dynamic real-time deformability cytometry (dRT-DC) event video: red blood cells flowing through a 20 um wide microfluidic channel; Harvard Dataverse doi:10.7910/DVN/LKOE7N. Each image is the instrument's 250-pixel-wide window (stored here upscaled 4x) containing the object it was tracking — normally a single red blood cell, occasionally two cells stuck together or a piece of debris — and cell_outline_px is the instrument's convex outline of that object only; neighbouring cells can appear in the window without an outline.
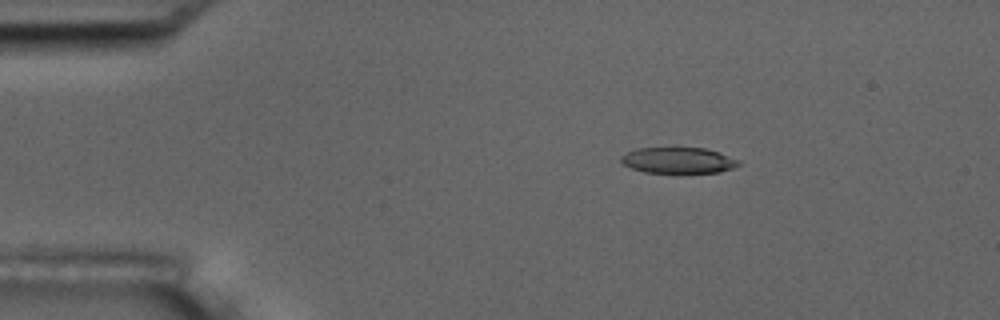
{"species": "common noctule bat (a hibernating species)", "species_latin": "Nyctalus noctula", "temperature_condition": "room temperature", "stored_images_in_passage": 4, "camera_frame_rate_fps": 3000, "um_per_image_px": 0.085, "animal": {"sex": "male", "body_mass_g": 17.5, "forearm_length_mm": 52.3}, "frame": {"image": 1, "passage_image": 2, "time_ms": 2.0, "image_size_px": [1000, 320], "cell_outline_px": [[740, 164], [732, 168], [720, 172], [644, 172], [632, 168], [624, 164], [620, 160], [620, 156], [636, 148], [704, 148], [740, 160]], "centroid_in_image_um": [57.63, 13.62], "position_along_channel_um": 27.4, "area_um2": 17.46}}